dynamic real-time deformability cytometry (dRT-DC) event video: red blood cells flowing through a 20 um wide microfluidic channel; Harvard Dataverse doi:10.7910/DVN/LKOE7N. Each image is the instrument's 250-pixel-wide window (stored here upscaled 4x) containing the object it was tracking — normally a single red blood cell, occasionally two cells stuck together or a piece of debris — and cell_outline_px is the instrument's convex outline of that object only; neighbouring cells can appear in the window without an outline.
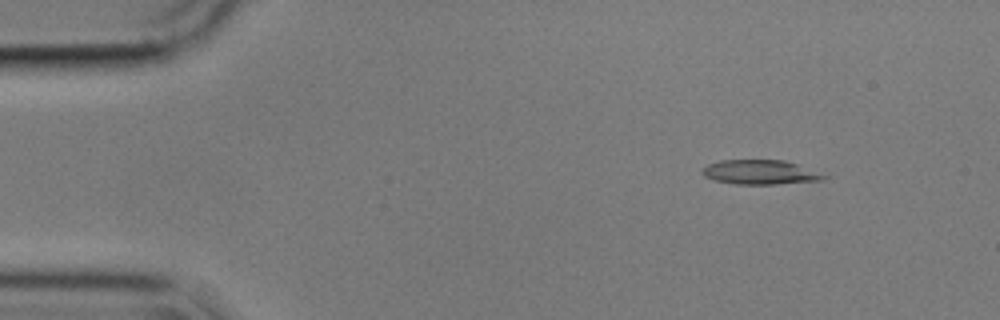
{"species": "common noctule bat (a hibernating species)", "species_latin": "Nyctalus noctula", "temperature_condition": "cold", "stored_images_in_passage": 56, "camera_frame_rate_fps": 3000, "um_per_image_px": 0.085, "animal": {"sex": "male", "body_mass_g": 17.9}, "frame": {"image": 1, "passage_image": 7, "time_ms": 2.0, "image_size_px": [1000, 320], "cell_outline_px": [[832, 176], [824, 180], [776, 184], [736, 184], [712, 180], [704, 176], [700, 172], [708, 164], [720, 160], [784, 160]], "centroid_in_image_um": [64.64, 14.64], "position_along_channel_um": 20.4, "area_um2": 17.46}}
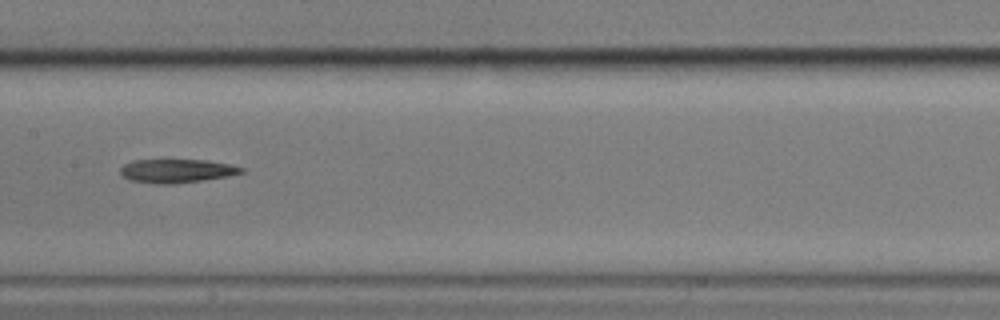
{"frame": {"image": 2, "passage_image": 28, "time_ms": 9.0, "image_size_px": [1000, 320], "cell_outline_px": [[248, 168], [244, 172], [228, 176], [172, 184], [156, 184], [128, 180], [120, 172], [120, 168], [124, 164], [132, 160], [204, 160], [232, 164]], "centroid_in_image_um": [15.04, 14.52], "position_along_channel_um": 192.4, "area_um2": 16.76}}
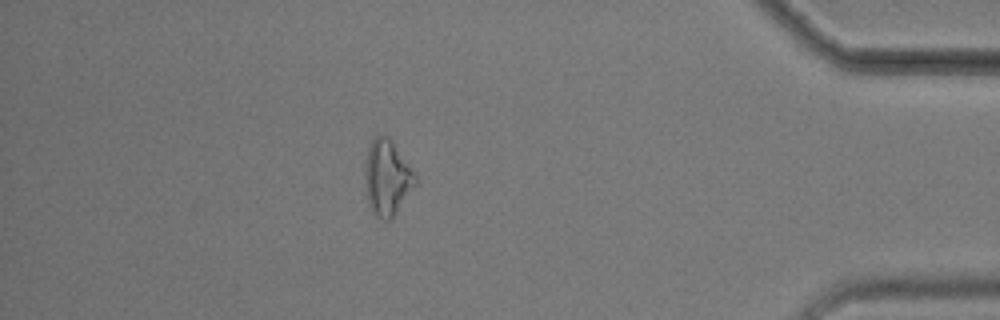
{"frame": {"image": 3, "passage_image": 49, "time_ms": 16.0, "image_size_px": [1000, 320], "cell_outline_px": [[416, 184], [396, 212], [388, 220], [380, 220], [372, 212], [368, 204], [364, 172], [368, 148], [372, 140], [380, 132], [384, 132], [388, 136], [416, 172]], "centroid_in_image_um": [32.9, 15.07], "position_along_channel_um": 402.3, "area_um2": 22.25}}